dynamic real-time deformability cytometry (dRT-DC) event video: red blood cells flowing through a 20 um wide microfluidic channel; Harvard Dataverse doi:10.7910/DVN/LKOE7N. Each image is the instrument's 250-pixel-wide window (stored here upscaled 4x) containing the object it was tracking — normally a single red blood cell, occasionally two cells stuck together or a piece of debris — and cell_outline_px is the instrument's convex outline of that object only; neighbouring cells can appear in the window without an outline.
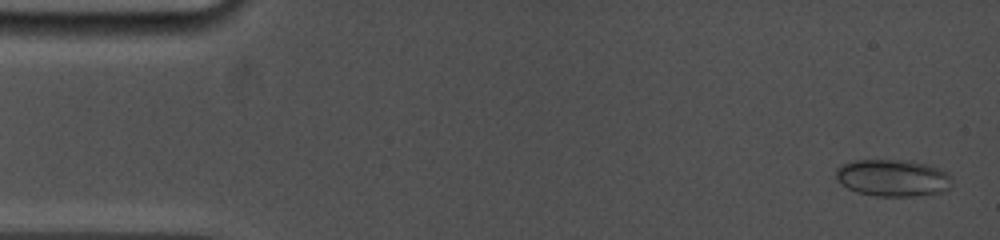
{"species": "common noctule bat (a hibernating species)", "species_latin": "Nyctalus noctula", "temperature_condition": "cold", "stored_images_in_passage": 40, "camera_frame_rate_fps": 5000, "um_per_image_px": 0.085, "animal": {"sex": "female", "body_mass_g": 19.0, "forearm_length_mm": 53.3}, "frame": {"image": 1, "passage_image": 4, "time_ms": 0.4, "image_size_px": [1000, 240], "cell_outline_px": [[952, 176], [948, 188], [944, 192], [912, 196], [876, 196], [856, 192], [840, 184], [836, 180], [836, 168], [844, 164], [856, 160], [904, 160], [928, 164], [948, 172]], "centroid_in_image_um": [75.88, 15.12], "position_along_channel_um": 9.1, "area_um2": 25.09}}
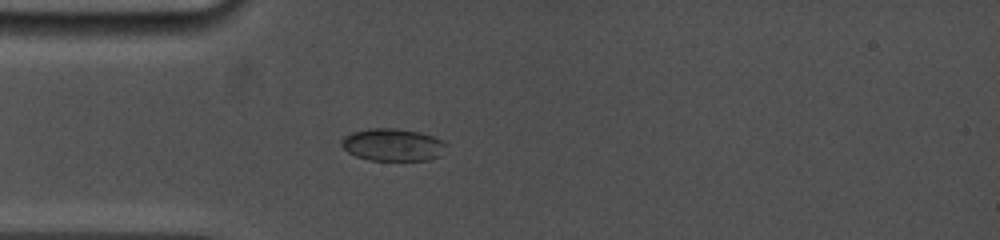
{"frame": {"image": 2, "passage_image": 26, "time_ms": 4.4, "image_size_px": [1000, 240], "cell_outline_px": [[448, 144], [440, 156], [428, 160], [368, 160], [356, 156], [348, 152], [340, 144], [340, 140], [344, 136], [352, 132], [368, 128], [396, 128], [420, 132], [432, 136]], "centroid_in_image_um": [33.36, 12.3], "position_along_channel_um": 51.6, "area_um2": 19.88}}
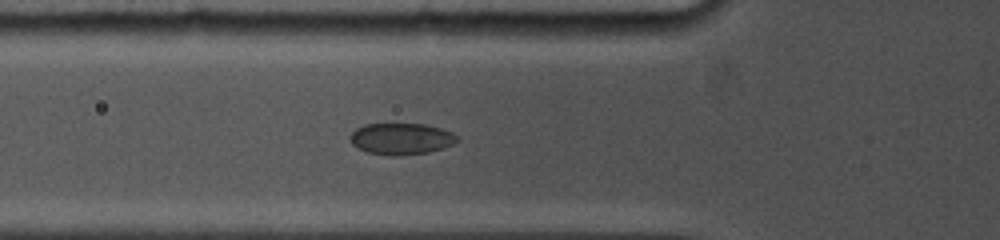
{"frame": {"image": 3, "passage_image": 35, "time_ms": 5.6, "image_size_px": [1000, 240], "cell_outline_px": [[460, 140], [444, 148], [428, 152], [400, 156], [392, 156], [368, 152], [356, 148], [352, 144], [348, 136], [356, 128], [364, 124], [424, 124], [440, 128], [452, 132]], "centroid_in_image_um": [34.08, 11.8], "position_along_channel_um": 91.7, "area_um2": 19.77}}